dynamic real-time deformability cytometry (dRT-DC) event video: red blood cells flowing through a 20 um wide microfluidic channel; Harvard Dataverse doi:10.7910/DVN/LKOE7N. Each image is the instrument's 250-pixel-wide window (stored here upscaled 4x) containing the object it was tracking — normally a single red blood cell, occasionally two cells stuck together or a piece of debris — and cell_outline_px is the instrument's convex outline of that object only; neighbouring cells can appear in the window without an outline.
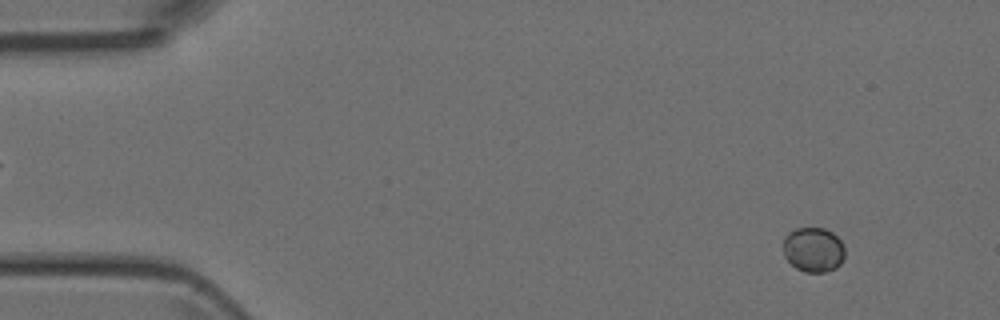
{"species": "Egyptian fruit bat (a non-hibernating species)", "species_latin": "Rousettus aegyptiacus", "temperature_condition": "room temperature", "stored_images_in_passage": 51, "camera_frame_rate_fps": 3000, "um_per_image_px": 0.085, "animal": {"sex": "female"}, "frame": {"image": 1, "passage_image": 5, "time_ms": 1.333, "image_size_px": [1000, 320], "cell_outline_px": [[844, 260], [836, 268], [824, 272], [804, 272], [796, 268], [784, 256], [784, 236], [788, 232], [796, 228], [824, 228], [832, 232], [840, 240], [844, 248]], "centroid_in_image_um": [69.14, 21.22], "position_along_channel_um": 15.9, "area_um2": 16.13}}
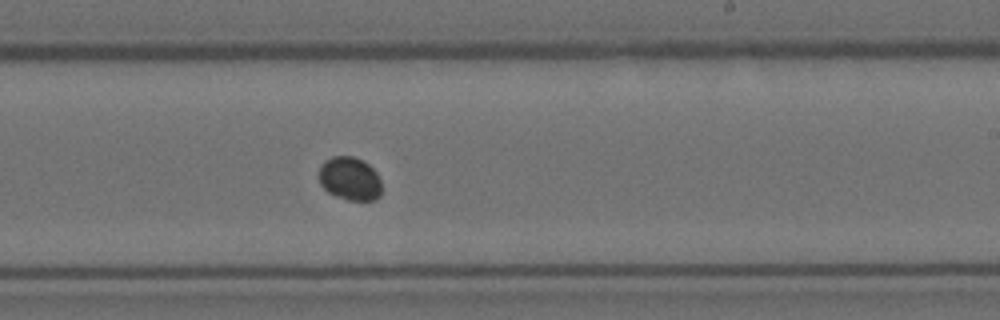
{"frame": {"image": 2, "passage_image": 31, "time_ms": 10.0, "image_size_px": [1000, 320], "cell_outline_px": [[380, 196], [376, 200], [348, 200], [336, 196], [328, 192], [320, 184], [320, 164], [324, 160], [332, 156], [352, 156], [368, 164], [376, 172], [380, 180]], "centroid_in_image_um": [29.72, 15.18], "position_along_channel_um": 259.3, "area_um2": 15.78}}
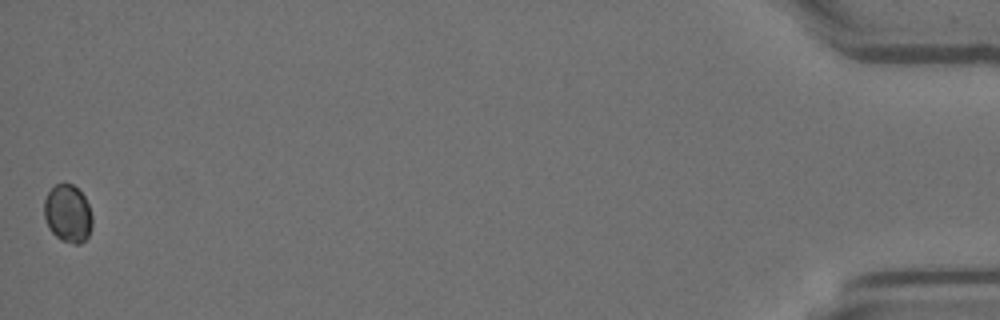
{"frame": {"image": 3, "passage_image": 51, "time_ms": 16.667, "image_size_px": [1000, 320], "cell_outline_px": [[92, 228], [88, 236], [80, 244], [72, 244], [60, 240], [48, 228], [44, 216], [44, 200], [48, 192], [56, 184], [72, 184], [84, 196], [88, 204], [92, 216]], "centroid_in_image_um": [5.76, 18.18], "position_along_channel_um": 429.4, "area_um2": 16.24}}